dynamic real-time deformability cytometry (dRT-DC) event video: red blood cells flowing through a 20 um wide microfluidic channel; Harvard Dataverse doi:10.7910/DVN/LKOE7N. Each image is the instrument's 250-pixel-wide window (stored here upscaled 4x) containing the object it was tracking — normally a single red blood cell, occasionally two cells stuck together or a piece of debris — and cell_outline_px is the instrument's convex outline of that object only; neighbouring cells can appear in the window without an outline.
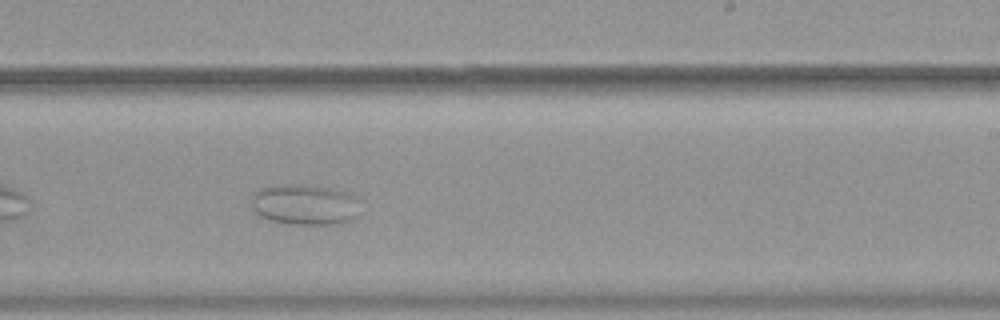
{"species": "common noctule bat (a hibernating species)", "species_latin": "Nyctalus noctula", "temperature_condition": "warm", "stored_images_in_passage": 33, "camera_frame_rate_fps": 3000, "um_per_image_px": 0.085, "animal": {"sex": "female", "body_mass_g": 19.9}, "frame": {"image": 1, "passage_image": 19, "time_ms": 6.0, "image_size_px": [1000, 320], "cell_outline_px": [[356, 216], [352, 220], [340, 224], [288, 224], [272, 220], [260, 216], [252, 208], [252, 192], [260, 188], [272, 184], [308, 184], [328, 188], [344, 192], [356, 196]], "centroid_in_image_um": [25.84, 17.37], "position_along_channel_um": 263.2, "area_um2": 25.89}}
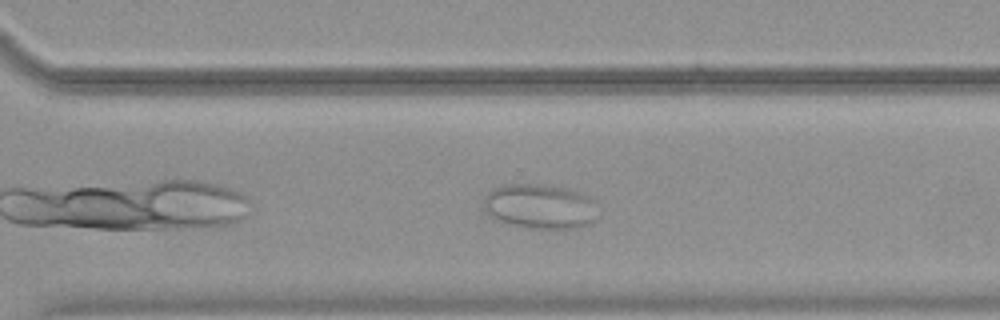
{"frame": {"image": 2, "passage_image": 24, "time_ms": 7.667, "image_size_px": [1000, 320], "cell_outline_px": [[596, 220], [588, 224], [576, 228], [528, 228], [496, 220], [484, 208], [484, 196], [492, 188], [500, 184], [544, 184], [584, 192], [592, 200]], "centroid_in_image_um": [45.86, 17.52], "position_along_channel_um": 324.7, "area_um2": 29.77}}